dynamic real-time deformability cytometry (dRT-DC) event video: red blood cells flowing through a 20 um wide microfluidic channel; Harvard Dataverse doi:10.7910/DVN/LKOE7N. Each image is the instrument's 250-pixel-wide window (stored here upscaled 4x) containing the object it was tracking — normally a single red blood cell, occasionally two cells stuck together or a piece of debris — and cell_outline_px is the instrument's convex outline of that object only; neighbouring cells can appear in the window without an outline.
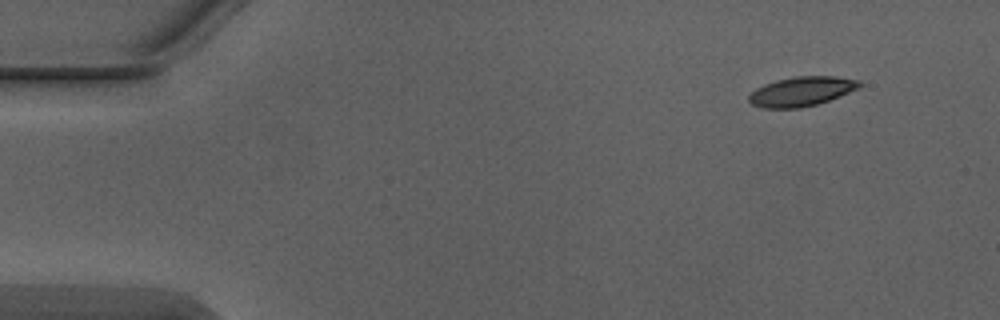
{"species": "Egyptian fruit bat (a non-hibernating species)", "species_latin": "Rousettus aegyptiacus", "temperature_condition": "warm", "stored_images_in_passage": 4, "camera_frame_rate_fps": 3000, "um_per_image_px": 0.085, "animal": {"sex": "male"}, "frame": {"image": 1, "passage_image": 1, "time_ms": 0.0, "image_size_px": [1000, 320], "cell_outline_px": [[864, 84], [860, 88], [840, 96], [816, 104], [800, 108], [764, 108], [752, 104], [748, 100], [748, 96], [756, 88], [764, 84], [776, 80], [796, 76], [836, 76], [860, 80]], "centroid_in_image_um": [68.16, 7.76], "position_along_channel_um": 16.8, "area_um2": 19.07}}
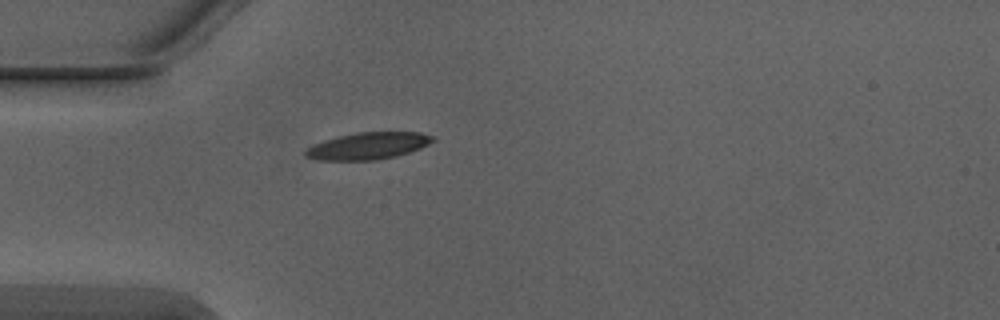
{"frame": {"image": 2, "passage_image": 4, "time_ms": 1.0, "image_size_px": [1000, 320], "cell_outline_px": [[436, 140], [420, 148], [396, 156], [376, 160], [316, 160], [304, 156], [304, 152], [312, 144], [324, 140], [356, 132], [420, 132], [436, 136]], "centroid_in_image_um": [31.29, 12.4], "position_along_channel_um": 53.7, "area_um2": 20.06}}